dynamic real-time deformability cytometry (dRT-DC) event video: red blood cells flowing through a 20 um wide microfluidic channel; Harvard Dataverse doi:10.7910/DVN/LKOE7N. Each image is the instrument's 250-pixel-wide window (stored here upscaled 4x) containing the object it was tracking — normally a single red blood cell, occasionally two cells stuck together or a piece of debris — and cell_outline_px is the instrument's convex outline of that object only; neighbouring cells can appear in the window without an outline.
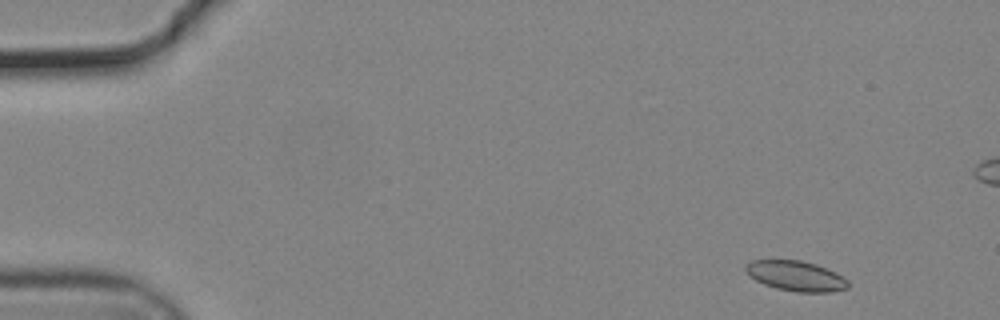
{"species": "common noctule bat (a hibernating species)", "species_latin": "Nyctalus noctula", "temperature_condition": "cold", "stored_images_in_passage": 54, "camera_frame_rate_fps": 3000, "um_per_image_px": 0.085, "animal": {"sex": "male", "body_mass_g": 19.2, "forearm_length_mm": 51.8}, "frame": {"image": 1, "passage_image": 3, "time_ms": 0.667, "image_size_px": [1000, 320], "cell_outline_px": [[848, 288], [832, 292], [796, 292], [776, 288], [764, 284], [756, 280], [744, 268], [752, 260], [800, 260], [816, 264], [836, 272], [844, 276], [848, 280]], "centroid_in_image_um": [67.71, 23.46], "position_along_channel_um": 17.3, "area_um2": 17.92}}
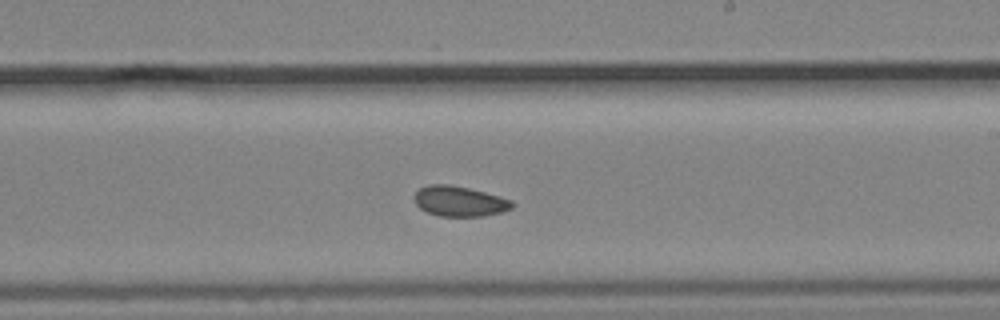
{"frame": {"image": 2, "passage_image": 31, "time_ms": 10.0, "image_size_px": [1000, 320], "cell_outline_px": [[512, 208], [500, 212], [484, 216], [440, 216], [428, 212], [420, 208], [416, 204], [412, 196], [420, 188], [428, 184], [448, 184], [468, 188], [500, 196], [512, 200]], "centroid_in_image_um": [39.02, 17.1], "position_along_channel_um": 250.0, "area_um2": 17.17}}
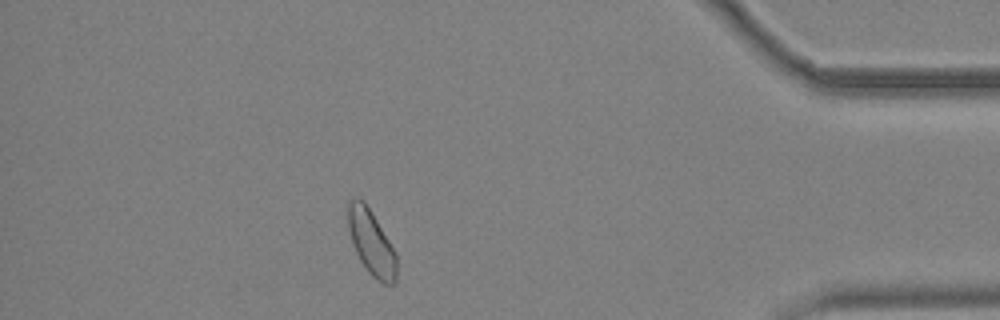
{"frame": {"image": 3, "passage_image": 47, "time_ms": 15.333, "image_size_px": [1000, 320], "cell_outline_px": [[396, 284], [384, 284], [376, 280], [368, 272], [360, 260], [352, 244], [348, 228], [348, 204], [356, 196], [364, 200], [372, 212], [396, 252]], "centroid_in_image_um": [31.57, 20.63], "position_along_channel_um": 403.6, "area_um2": 18.5}}